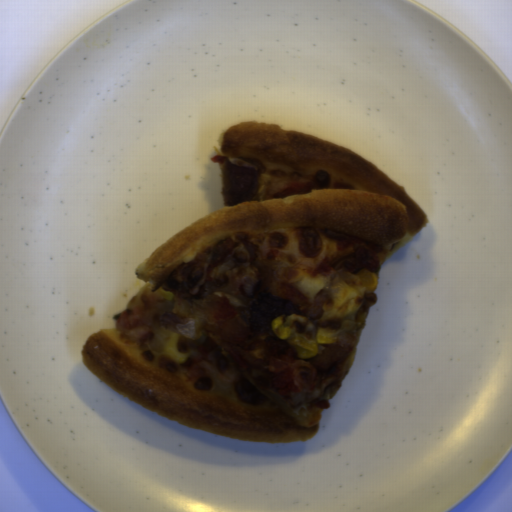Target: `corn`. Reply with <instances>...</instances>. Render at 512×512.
<instances>
[{"label":"corn","instance_id":"1","mask_svg":"<svg viewBox=\"0 0 512 512\" xmlns=\"http://www.w3.org/2000/svg\"><path fill=\"white\" fill-rule=\"evenodd\" d=\"M284 320L283 316L275 318L271 323V329L278 338L289 339L299 359L315 357L319 345L337 343L336 333L329 328L317 329L316 339L308 340L302 334H296L294 327H285Z\"/></svg>","mask_w":512,"mask_h":512},{"label":"corn","instance_id":"2","mask_svg":"<svg viewBox=\"0 0 512 512\" xmlns=\"http://www.w3.org/2000/svg\"><path fill=\"white\" fill-rule=\"evenodd\" d=\"M179 337L178 334H172L164 345V352L166 356L176 364H182L186 362L188 358L187 353H181L178 348Z\"/></svg>","mask_w":512,"mask_h":512},{"label":"corn","instance_id":"3","mask_svg":"<svg viewBox=\"0 0 512 512\" xmlns=\"http://www.w3.org/2000/svg\"><path fill=\"white\" fill-rule=\"evenodd\" d=\"M157 292L163 299L172 300L174 298V294H172L171 292H166L161 287H159V290Z\"/></svg>","mask_w":512,"mask_h":512},{"label":"corn","instance_id":"4","mask_svg":"<svg viewBox=\"0 0 512 512\" xmlns=\"http://www.w3.org/2000/svg\"><path fill=\"white\" fill-rule=\"evenodd\" d=\"M371 277H372V282L371 284L368 286V289H370L371 291L373 289H375L377 283H378V280H377V275L375 272H371Z\"/></svg>","mask_w":512,"mask_h":512}]
</instances>
